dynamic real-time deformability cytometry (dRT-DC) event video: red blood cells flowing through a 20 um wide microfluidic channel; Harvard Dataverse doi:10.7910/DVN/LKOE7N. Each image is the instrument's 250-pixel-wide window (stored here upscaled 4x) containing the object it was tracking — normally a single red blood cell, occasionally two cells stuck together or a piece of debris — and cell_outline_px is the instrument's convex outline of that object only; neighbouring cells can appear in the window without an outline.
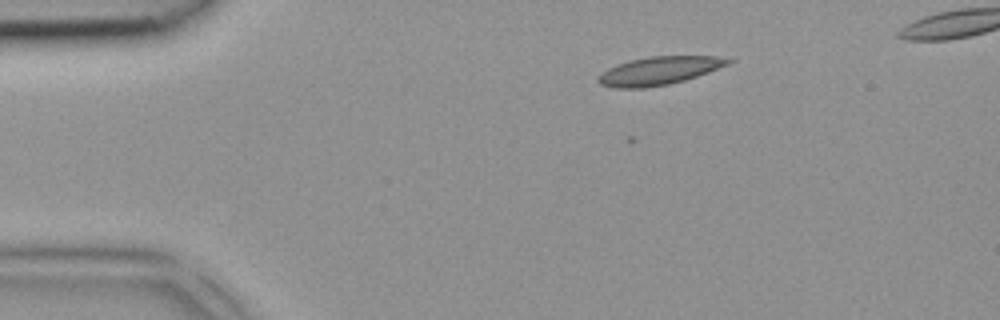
{"species": "common noctule bat (a hibernating species)", "species_latin": "Nyctalus noctula", "temperature_condition": "room temperature", "stored_images_in_passage": 2, "camera_frame_rate_fps": 3000, "um_per_image_px": 0.085, "animal": {"sex": "female", "body_mass_g": 18.4}, "frame": {"image": 1, "passage_image": 2, "time_ms": 0.333, "image_size_px": [1000, 320], "cell_outline_px": [[736, 60], [728, 64], [708, 72], [684, 80], [668, 84], [644, 88], [616, 88], [600, 84], [596, 80], [596, 76], [600, 72], [616, 64], [628, 60], [648, 56], [716, 56]], "centroid_in_image_um": [55.95, 6.0], "position_along_channel_um": 29.0, "area_um2": 21.44}}